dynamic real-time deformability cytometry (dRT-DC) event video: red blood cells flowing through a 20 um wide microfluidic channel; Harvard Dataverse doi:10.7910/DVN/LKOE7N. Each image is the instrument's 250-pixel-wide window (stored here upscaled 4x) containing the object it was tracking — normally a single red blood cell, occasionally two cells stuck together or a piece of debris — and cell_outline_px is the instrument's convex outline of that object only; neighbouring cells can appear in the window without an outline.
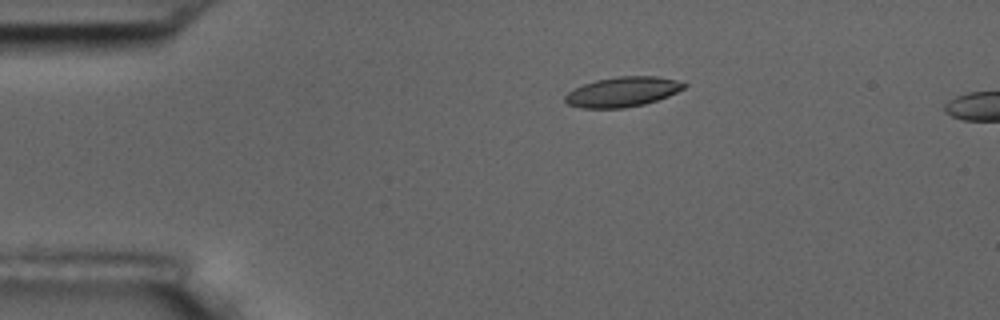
{"species": "common noctule bat (a hibernating species)", "species_latin": "Nyctalus noctula", "temperature_condition": "room temperature", "stored_images_in_passage": 5, "camera_frame_rate_fps": 3000, "um_per_image_px": 0.085, "animal": {"sex": "male", "body_mass_g": 17.5, "forearm_length_mm": 52.3}, "frame": {"image": 1, "passage_image": 4, "time_ms": 3.333, "image_size_px": [1000, 320], "cell_outline_px": [[688, 84], [684, 88], [668, 96], [644, 104], [624, 108], [580, 108], [568, 104], [564, 100], [564, 96], [568, 92], [584, 84], [596, 80], [616, 76], [656, 76], [676, 80]], "centroid_in_image_um": [52.9, 7.8], "position_along_channel_um": 32.1, "area_um2": 20.63}}